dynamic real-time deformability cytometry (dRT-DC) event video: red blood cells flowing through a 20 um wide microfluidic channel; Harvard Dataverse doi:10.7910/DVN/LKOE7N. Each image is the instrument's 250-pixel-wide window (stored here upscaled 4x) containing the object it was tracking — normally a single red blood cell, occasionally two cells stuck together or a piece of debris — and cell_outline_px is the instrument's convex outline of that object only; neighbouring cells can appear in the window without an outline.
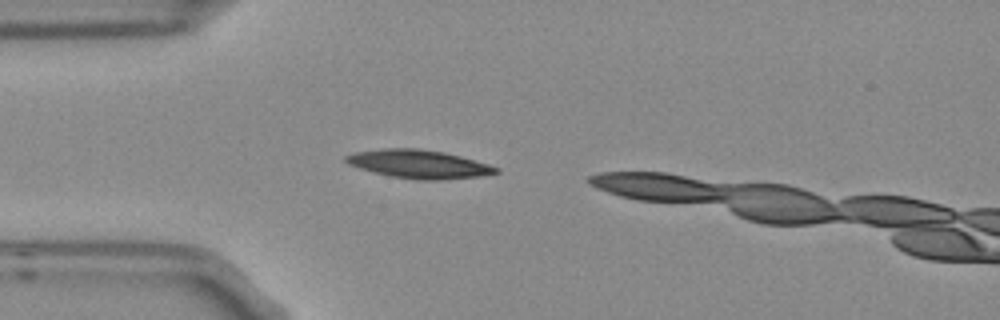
{"species": "Egyptian fruit bat (a non-hibernating species)", "species_latin": "Rousettus aegyptiacus", "temperature_condition": "room temperature", "stored_images_in_passage": 2, "camera_frame_rate_fps": 3000, "um_per_image_px": 0.085, "frame": {"image": 1, "passage_image": 1, "time_ms": 0.0, "image_size_px": [1000, 320], "cell_outline_px": [[500, 172], [480, 176], [436, 180], [424, 180], [392, 176], [360, 168], [348, 164], [344, 160], [344, 156], [352, 152], [384, 148], [420, 148], [444, 152], [460, 156], [488, 164], [500, 168]], "centroid_in_image_um": [35.59, 13.93], "position_along_channel_um": 49.4, "area_um2": 24.68}}